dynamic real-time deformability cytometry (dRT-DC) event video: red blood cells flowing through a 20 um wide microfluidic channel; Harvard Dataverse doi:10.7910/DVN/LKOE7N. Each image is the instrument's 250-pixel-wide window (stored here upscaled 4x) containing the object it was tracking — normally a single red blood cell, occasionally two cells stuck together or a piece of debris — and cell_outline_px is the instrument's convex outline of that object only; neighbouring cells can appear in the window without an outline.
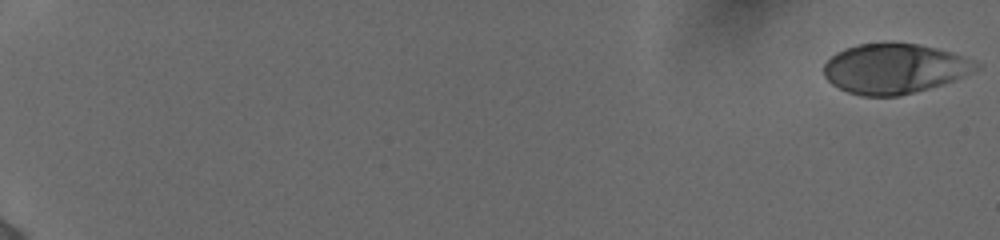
{"species": "human", "species_latin": "Homo sapiens", "temperature_condition": "cold", "stored_images_in_passage": 57, "camera_frame_rate_fps": 3000, "um_per_image_px": 0.085, "donor": {"sex": "female"}, "frame": {"image": 1, "passage_image": 1, "time_ms": 0.0, "image_size_px": [1000, 240], "cell_outline_px": [[980, 68], [972, 72], [952, 80], [928, 88], [900, 96], [860, 96], [848, 92], [832, 84], [824, 76], [824, 64], [836, 52], [844, 48], [856, 44], [920, 44], [936, 48], [960, 56], [980, 64]], "centroid_in_image_um": [75.97, 5.84], "position_along_channel_um": 9.0, "area_um2": 43.64}}
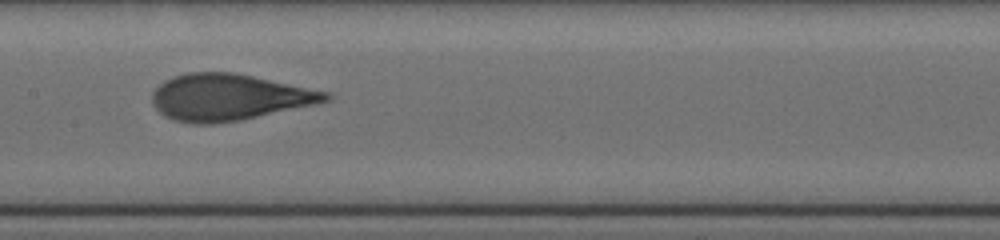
{"frame": {"image": 2, "passage_image": 32, "time_ms": 10.333, "image_size_px": [1000, 240], "cell_outline_px": [[332, 96], [328, 100], [316, 104], [240, 120], [212, 124], [192, 124], [172, 120], [164, 116], [156, 108], [152, 100], [152, 92], [164, 80], [172, 76], [188, 72], [236, 72], [332, 92]], "centroid_in_image_um": [19.47, 8.25], "position_along_channel_um": 187.9, "area_um2": 47.34}}
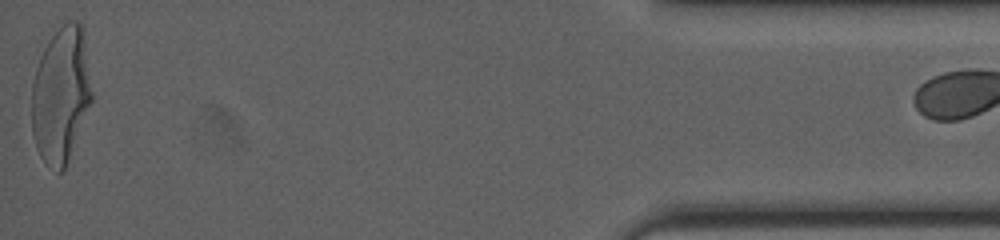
{"frame": {"image": 3, "passage_image": 56, "time_ms": 18.333, "image_size_px": [1000, 240], "cell_outline_px": [[92, 100], [68, 160], [64, 168], [60, 172], [56, 172], [44, 164], [36, 148], [32, 132], [32, 84], [36, 68], [44, 48], [48, 40], [68, 20], [76, 20], [84, 24], [92, 92]], "centroid_in_image_um": [5.19, 8.04], "position_along_channel_um": 430.0, "area_um2": 47.86}}